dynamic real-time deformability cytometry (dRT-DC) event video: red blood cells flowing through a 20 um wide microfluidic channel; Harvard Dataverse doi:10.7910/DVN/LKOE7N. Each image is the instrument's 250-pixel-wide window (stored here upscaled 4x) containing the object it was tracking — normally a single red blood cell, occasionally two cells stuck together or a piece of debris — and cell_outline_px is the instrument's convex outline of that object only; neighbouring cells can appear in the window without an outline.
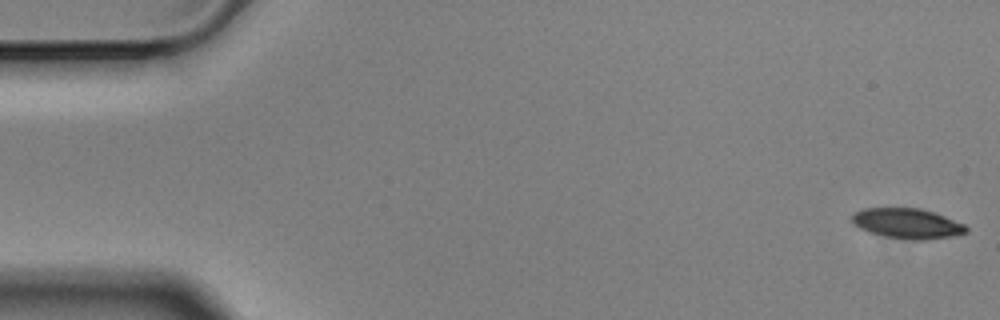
{"species": "Egyptian fruit bat (a non-hibernating species)", "species_latin": "Rousettus aegyptiacus", "temperature_condition": "cold", "stored_images_in_passage": 57, "camera_frame_rate_fps": 3000, "um_per_image_px": 0.085, "animal": {"sex": "male"}, "frame": {"image": 1, "passage_image": 1, "time_ms": 0.0, "image_size_px": [1000, 320], "cell_outline_px": [[968, 232], [952, 236], [924, 240], [912, 240], [888, 236], [868, 232], [860, 228], [852, 220], [852, 216], [856, 212], [864, 208], [920, 208], [944, 216], [964, 224], [968, 228]], "centroid_in_image_um": [77.14, 18.99], "position_along_channel_um": 7.9, "area_um2": 19.77}}
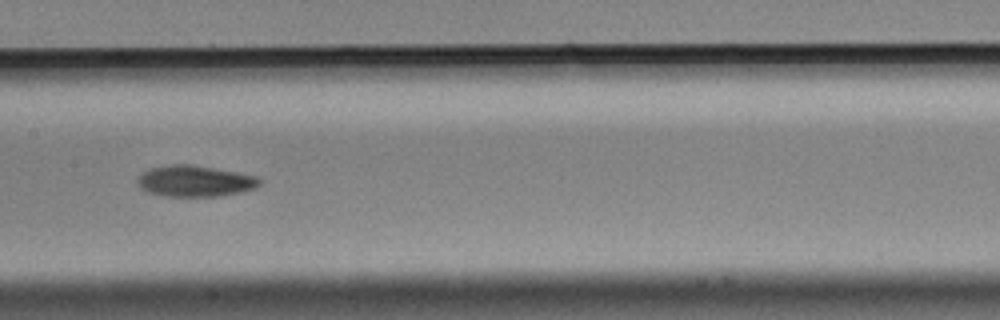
{"frame": {"image": 2, "passage_image": 28, "time_ms": 9.0, "image_size_px": [1000, 320], "cell_outline_px": [[260, 184], [256, 188], [240, 192], [220, 196], [164, 196], [148, 192], [140, 188], [136, 180], [144, 172], [152, 168], [172, 164], [188, 164], [236, 172], [256, 176], [260, 180]], "centroid_in_image_um": [16.56, 15.4], "position_along_channel_um": 190.8, "area_um2": 21.91}}
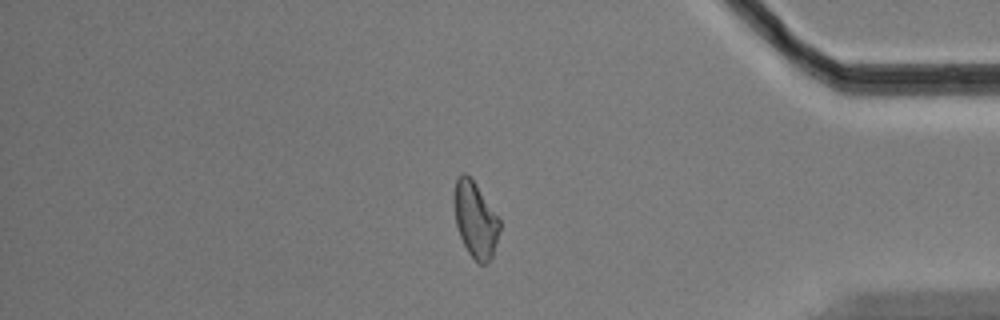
{"frame": {"image": 3, "passage_image": 48, "time_ms": 15.667, "image_size_px": [1000, 320], "cell_outline_px": [[500, 228], [492, 256], [484, 264], [480, 264], [468, 252], [460, 236], [456, 224], [452, 200], [452, 196], [456, 180], [460, 172], [464, 172], [476, 184], [500, 220]], "centroid_in_image_um": [40.37, 18.63], "position_along_channel_um": 394.8, "area_um2": 19.94}, "authors_computed_cell_mechanics": {"area_um2": 21.097, "velocity_mm_per_s": 3.5042, "shape_relaxation_time_tau1_ms": 5.3799, "shape_relaxation_time_tau2_ms": 6.5727, "deformation_change_tau1": 0.1345, "deformation_change_tau2": 0.1286}}